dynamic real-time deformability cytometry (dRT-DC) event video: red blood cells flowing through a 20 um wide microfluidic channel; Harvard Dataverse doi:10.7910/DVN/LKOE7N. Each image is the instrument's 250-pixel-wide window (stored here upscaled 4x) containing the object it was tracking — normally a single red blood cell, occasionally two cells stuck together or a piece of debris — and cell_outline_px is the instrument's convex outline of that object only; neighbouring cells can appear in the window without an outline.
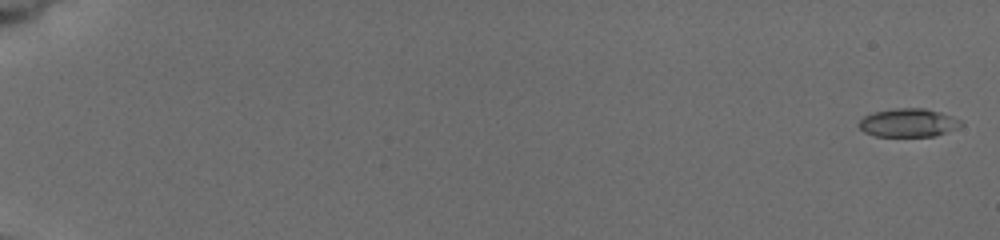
{"species": "common noctule bat (a hibernating species)", "species_latin": "Nyctalus noctula", "temperature_condition": "cold", "stored_images_in_passage": 7, "camera_frame_rate_fps": 3000, "um_per_image_px": 0.085, "animal": {"sex": "female", "body_mass_g": 19.5, "forearm_length_mm": 54.1}, "frame": {"image": 1, "passage_image": 1, "time_ms": 0.0, "image_size_px": [1000, 240], "cell_outline_px": [[964, 124], [956, 128], [936, 136], [876, 136], [864, 132], [856, 124], [864, 116], [872, 112], [896, 108], [924, 108], [940, 112], [952, 116], [960, 120]], "centroid_in_image_um": [77.18, 10.43], "position_along_channel_um": 7.8, "area_um2": 16.94}}
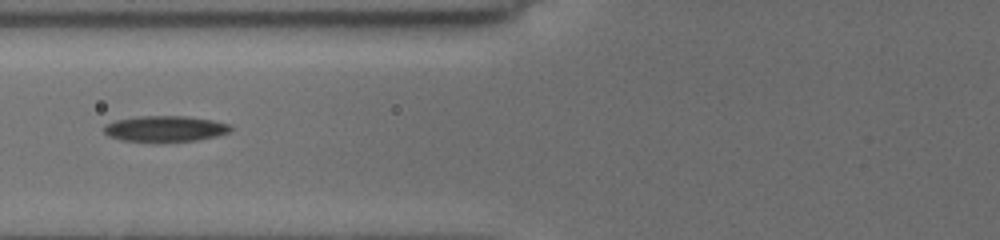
{"frame": {"image": 2, "passage_image": 7, "time_ms": 8.0, "image_size_px": [1000, 240], "cell_outline_px": [[232, 128], [228, 132], [216, 136], [196, 140], [164, 144], [120, 140], [108, 136], [104, 132], [104, 124], [116, 120], [136, 116], [184, 116], [212, 120], [232, 124]], "centroid_in_image_um": [14.0, 10.97], "position_along_channel_um": 111.8, "area_um2": 19.77}}